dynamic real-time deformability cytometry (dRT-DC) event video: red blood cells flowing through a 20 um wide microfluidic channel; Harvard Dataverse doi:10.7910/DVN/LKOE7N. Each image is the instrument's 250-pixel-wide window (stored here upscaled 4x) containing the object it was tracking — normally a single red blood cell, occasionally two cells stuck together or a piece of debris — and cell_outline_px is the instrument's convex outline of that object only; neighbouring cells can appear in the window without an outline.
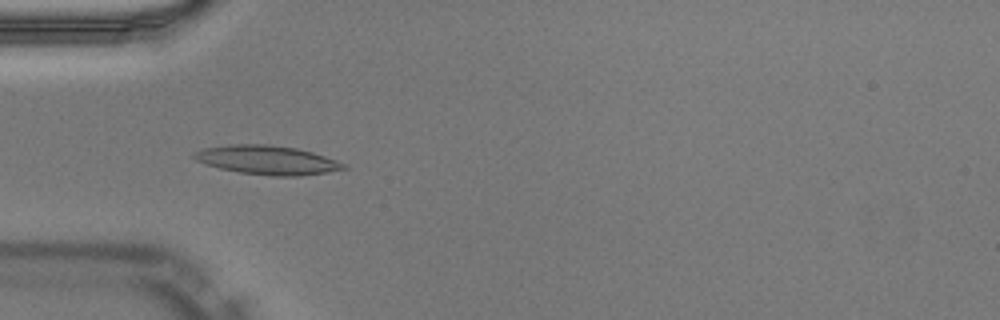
{"species": "Egyptian fruit bat (a non-hibernating species)", "species_latin": "Rousettus aegyptiacus", "temperature_condition": "warm", "stored_images_in_passage": 49, "camera_frame_rate_fps": 3000, "um_per_image_px": 0.085, "animal": {"sex": "male"}, "frame": {"image": 1, "passage_image": 15, "time_ms": 4.667, "image_size_px": [1000, 320], "cell_outline_px": [[348, 168], [328, 172], [300, 176], [272, 176], [240, 172], [220, 168], [204, 164], [196, 160], [192, 156], [192, 152], [204, 148], [232, 144], [268, 144], [296, 148], [312, 152], [348, 164]], "centroid_in_image_um": [22.72, 13.6], "position_along_channel_um": 62.3, "area_um2": 25.32}}
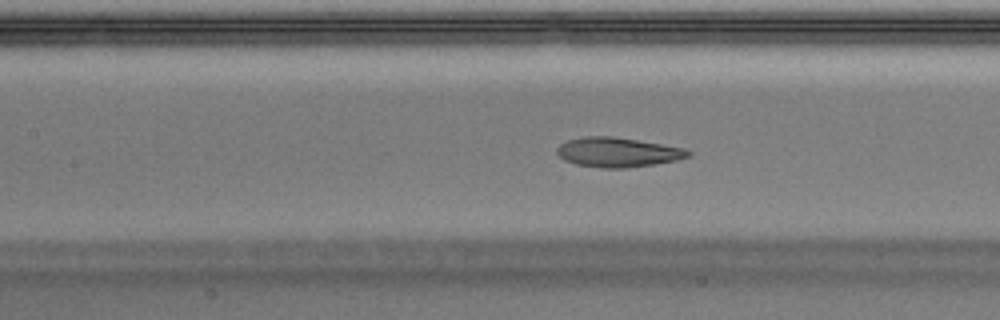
{"frame": {"image": 2, "passage_image": 22, "time_ms": 7.0, "image_size_px": [1000, 320], "cell_outline_px": [[692, 156], [676, 160], [652, 164], [624, 168], [604, 168], [576, 164], [564, 160], [556, 152], [556, 148], [560, 144], [568, 140], [584, 136], [612, 136], [684, 148], [692, 152]], "centroid_in_image_um": [52.49, 12.94], "position_along_channel_um": 154.9, "area_um2": 22.43}}
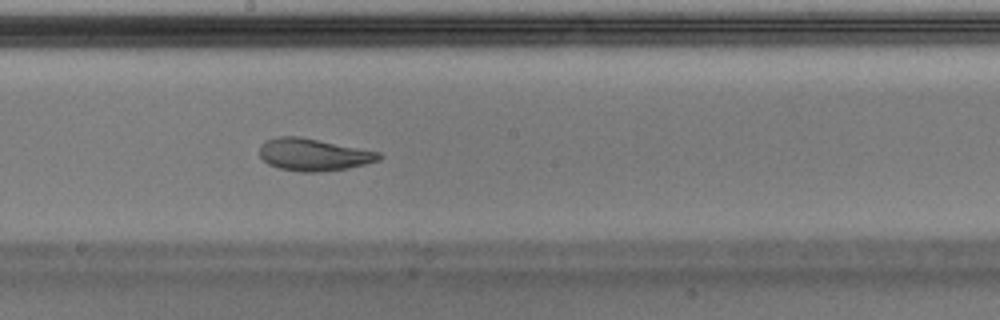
{"frame": {"image": 3, "passage_image": 27, "time_ms": 8.667, "image_size_px": [1000, 320], "cell_outline_px": [[384, 156], [380, 160], [348, 168], [320, 172], [300, 172], [280, 168], [268, 164], [260, 156], [260, 144], [276, 136], [300, 136], [380, 152]], "centroid_in_image_um": [26.66, 13.14], "position_along_channel_um": 221.5, "area_um2": 22.48}, "authors_computed_cell_mechanics": {"area_um2": 22.831, "velocity_mm_per_s": 4.0038, "shape_relaxation_time_tau1_ms": 5.4087, "shape_relaxation_time_tau2_ms": 1.4645, "deformation_change_tau1": 0.1862, "deformation_change_tau2": 0.0881}}